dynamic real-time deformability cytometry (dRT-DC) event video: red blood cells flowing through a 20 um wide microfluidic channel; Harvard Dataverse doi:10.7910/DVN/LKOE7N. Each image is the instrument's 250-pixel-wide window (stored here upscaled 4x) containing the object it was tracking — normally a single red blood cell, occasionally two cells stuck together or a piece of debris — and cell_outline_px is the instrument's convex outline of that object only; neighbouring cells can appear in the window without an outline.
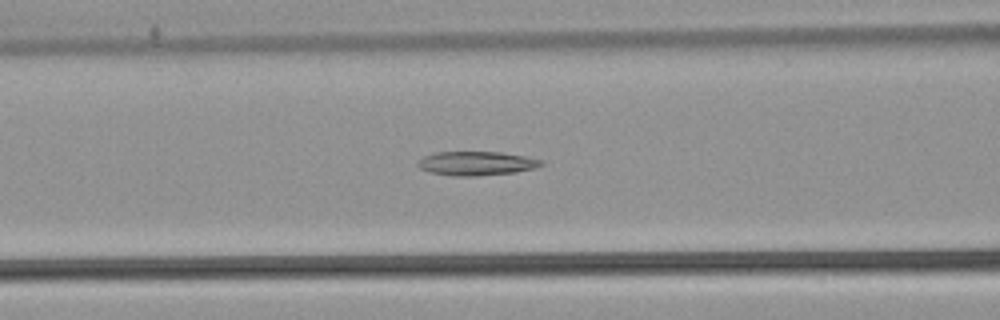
{"species": "common noctule bat (a hibernating species)", "species_latin": "Nyctalus noctula", "temperature_condition": "warm", "stored_images_in_passage": 53, "camera_frame_rate_fps": 3000, "um_per_image_px": 0.085, "animal": {"sex": "male", "body_mass_g": 21.5, "forearm_length_mm": 52.0}, "frame": {"image": 1, "passage_image": 22, "time_ms": 7.0, "image_size_px": [1000, 320], "cell_outline_px": [[544, 164], [532, 168], [516, 172], [476, 176], [452, 176], [432, 172], [420, 168], [416, 164], [424, 156], [436, 152], [500, 152], [524, 156], [544, 160]], "centroid_in_image_um": [40.5, 13.88], "position_along_channel_um": 126.1, "area_um2": 17.11}}
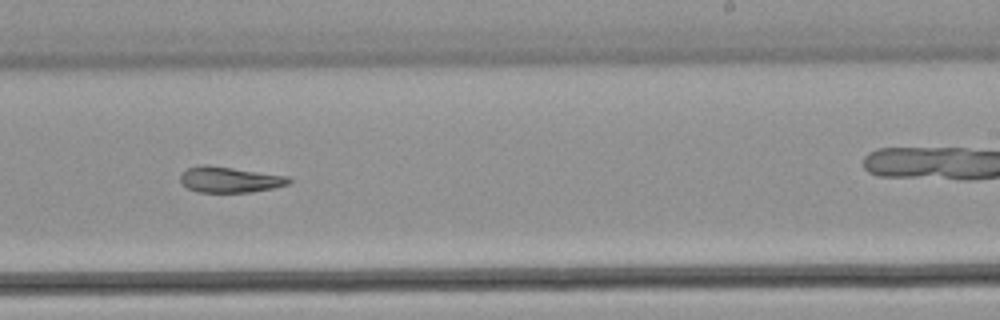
{"frame": {"image": 2, "passage_image": 33, "time_ms": 10.667, "image_size_px": [1000, 320], "cell_outline_px": [[292, 180], [288, 184], [272, 188], [252, 192], [196, 192], [188, 188], [180, 180], [180, 176], [188, 168], [204, 164], [208, 164], [288, 176]], "centroid_in_image_um": [19.53, 15.26], "position_along_channel_um": 269.5, "area_um2": 16.24}}
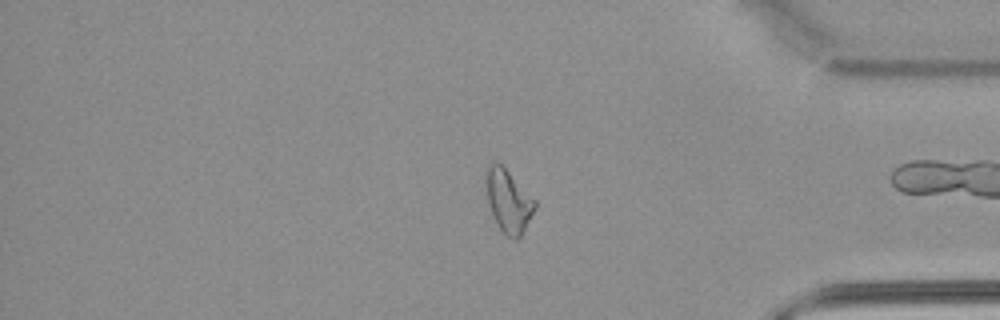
{"frame": {"image": 3, "passage_image": 44, "time_ms": 14.333, "image_size_px": [1000, 320], "cell_outline_px": [[536, 208], [520, 236], [516, 240], [508, 236], [500, 228], [492, 212], [488, 200], [488, 168], [496, 160], [536, 200]], "centroid_in_image_um": [43.27, 17.11], "position_along_channel_um": 391.9, "area_um2": 16.88}, "authors_computed_cell_mechanics": {"area_um2": 18.5538, "velocity_mm_per_s": 3.9175, "shape_relaxation_time_tau1_ms": null, "shape_relaxation_time_tau2_ms": 9.0142, "deformation_change_tau1": null, "deformation_change_tau2": 0.1912}}